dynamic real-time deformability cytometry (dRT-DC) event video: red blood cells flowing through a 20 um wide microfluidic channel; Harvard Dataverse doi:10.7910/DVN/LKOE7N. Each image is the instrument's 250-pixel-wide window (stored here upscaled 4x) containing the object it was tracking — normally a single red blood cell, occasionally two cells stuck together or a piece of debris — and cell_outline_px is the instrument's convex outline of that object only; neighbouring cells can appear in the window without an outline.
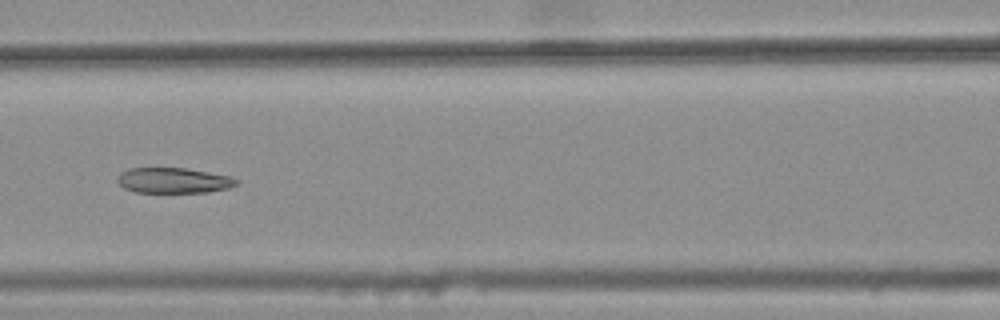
{"species": "common noctule bat (a hibernating species)", "species_latin": "Nyctalus noctula", "temperature_condition": "warm", "stored_images_in_passage": 3, "camera_frame_rate_fps": 3000, "um_per_image_px": 0.085, "animal": {"sex": "female", "body_mass_g": 25.1}, "frame": {"image": 1, "passage_image": 3, "time_ms": 0.667, "image_size_px": [1000, 320], "cell_outline_px": [[240, 184], [228, 188], [208, 192], [136, 192], [124, 188], [116, 180], [116, 176], [120, 172], [128, 168], [184, 168], [208, 172], [228, 176], [240, 180]], "centroid_in_image_um": [14.74, 15.33], "position_along_channel_um": 151.9, "area_um2": 17.69}}